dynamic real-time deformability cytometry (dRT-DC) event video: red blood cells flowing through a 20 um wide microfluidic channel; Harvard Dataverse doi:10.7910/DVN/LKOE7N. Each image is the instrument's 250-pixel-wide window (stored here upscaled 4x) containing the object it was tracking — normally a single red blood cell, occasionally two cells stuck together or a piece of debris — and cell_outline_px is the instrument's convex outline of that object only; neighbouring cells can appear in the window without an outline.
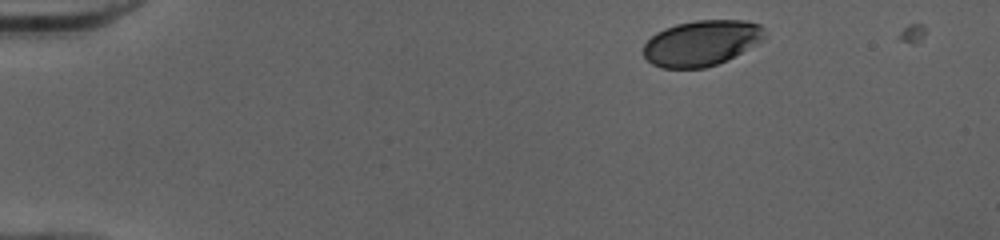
{"species": "human", "species_latin": "Homo sapiens", "temperature_condition": "cold", "stored_images_in_passage": 32, "camera_frame_rate_fps": 3000, "um_per_image_px": 0.085, "donor": {"sex": "female"}, "frame": {"image": 1, "passage_image": 1, "time_ms": 0.0, "image_size_px": [1000, 240], "cell_outline_px": [[752, 24], [748, 36], [736, 52], [732, 56], [724, 60], [712, 64], [696, 68], [672, 68], [656, 64], [644, 52], [644, 48], [660, 32], [684, 24], [712, 20], [724, 20]], "centroid_in_image_um": [59.29, 3.72], "position_along_channel_um": 25.7, "area_um2": 26.93}}
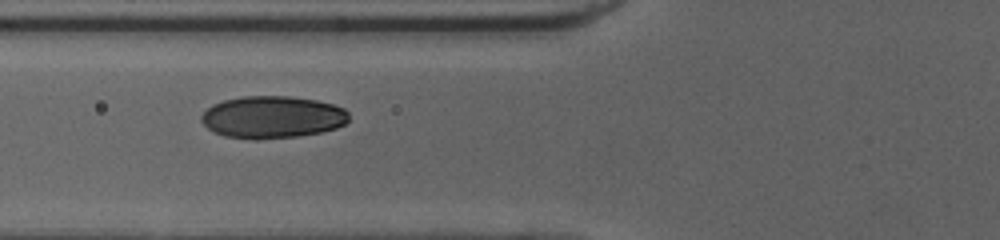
{"frame": {"image": 2, "passage_image": 14, "time_ms": 4.333, "image_size_px": [1000, 240], "cell_outline_px": [[344, 120], [340, 124], [332, 128], [312, 132], [280, 136], [236, 136], [220, 132], [212, 128], [204, 116], [212, 108], [220, 104], [232, 100], [308, 100], [328, 104], [340, 108], [344, 112]], "centroid_in_image_um": [23.22, 9.98], "position_along_channel_um": 102.6, "area_um2": 30.4}}
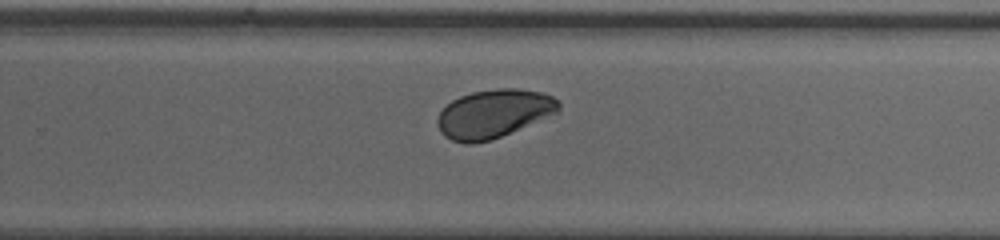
{"frame": {"image": 3, "passage_image": 28, "time_ms": 9.0, "image_size_px": [1000, 240], "cell_outline_px": [[556, 104], [520, 124], [496, 136], [484, 140], [456, 140], [448, 136], [444, 132], [440, 124], [440, 116], [444, 108], [448, 104], [464, 96], [480, 92], [532, 92], [548, 96], [556, 100]], "centroid_in_image_um": [41.72, 9.66], "position_along_channel_um": 288.1, "area_um2": 28.21}}